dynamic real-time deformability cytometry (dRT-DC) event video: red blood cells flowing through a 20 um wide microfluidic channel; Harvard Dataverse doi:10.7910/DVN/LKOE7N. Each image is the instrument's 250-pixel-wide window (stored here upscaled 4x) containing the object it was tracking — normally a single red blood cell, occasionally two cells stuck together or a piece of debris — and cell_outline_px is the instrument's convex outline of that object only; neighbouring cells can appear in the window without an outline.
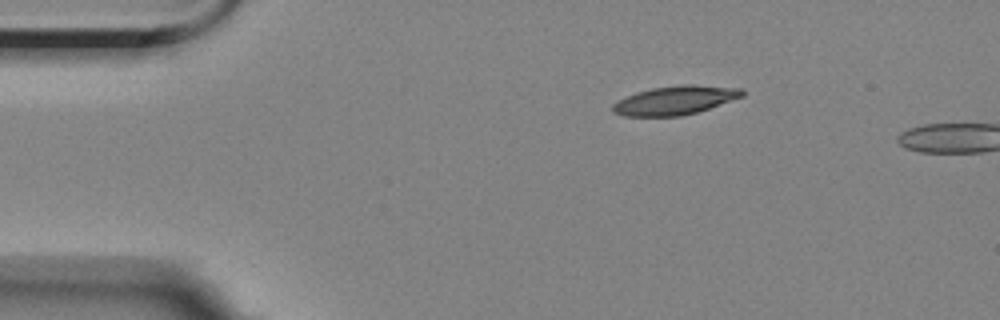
{"species": "Egyptian fruit bat (a non-hibernating species)", "species_latin": "Rousettus aegyptiacus", "temperature_condition": "room temperature", "stored_images_in_passage": 2, "camera_frame_rate_fps": 3000, "um_per_image_px": 0.085, "animal": {"sex": "female"}, "frame": {"image": 1, "passage_image": 1, "time_ms": 0.0, "image_size_px": [1000, 320], "cell_outline_px": [[744, 96], [696, 112], [680, 116], [624, 116], [612, 112], [612, 104], [636, 92], [652, 88], [680, 84], [692, 84], [744, 88]], "centroid_in_image_um": [57.4, 8.51], "position_along_channel_um": 27.6, "area_um2": 21.68}}